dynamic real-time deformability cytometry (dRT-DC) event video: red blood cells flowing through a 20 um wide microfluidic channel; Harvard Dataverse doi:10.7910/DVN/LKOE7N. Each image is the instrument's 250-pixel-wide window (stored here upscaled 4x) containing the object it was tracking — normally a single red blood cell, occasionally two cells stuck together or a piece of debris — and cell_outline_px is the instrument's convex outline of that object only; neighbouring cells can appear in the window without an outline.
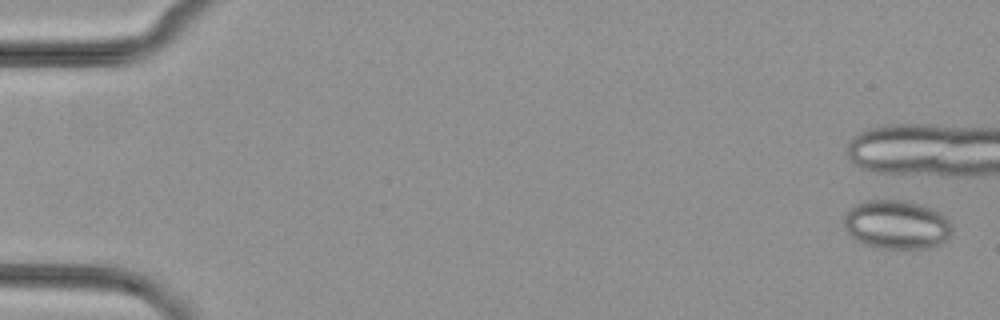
{"species": "common noctule bat (a hibernating species)", "species_latin": "Nyctalus noctula", "temperature_condition": "cold", "stored_images_in_passage": 5, "camera_frame_rate_fps": 3000, "um_per_image_px": 0.085, "animal": {"sex": "female", "body_mass_g": 29.2, "forearm_length_mm": 56.3}, "frame": {"image": 1, "passage_image": 1, "time_ms": 0.0, "image_size_px": [1000, 320], "cell_outline_px": [[948, 236], [940, 244], [932, 248], [876, 248], [864, 244], [856, 240], [848, 232], [844, 224], [844, 216], [856, 204], [868, 200], [900, 200], [920, 204], [932, 208], [940, 212], [948, 220]], "centroid_in_image_um": [76.18, 19.1], "position_along_channel_um": 8.8, "area_um2": 30.35}}